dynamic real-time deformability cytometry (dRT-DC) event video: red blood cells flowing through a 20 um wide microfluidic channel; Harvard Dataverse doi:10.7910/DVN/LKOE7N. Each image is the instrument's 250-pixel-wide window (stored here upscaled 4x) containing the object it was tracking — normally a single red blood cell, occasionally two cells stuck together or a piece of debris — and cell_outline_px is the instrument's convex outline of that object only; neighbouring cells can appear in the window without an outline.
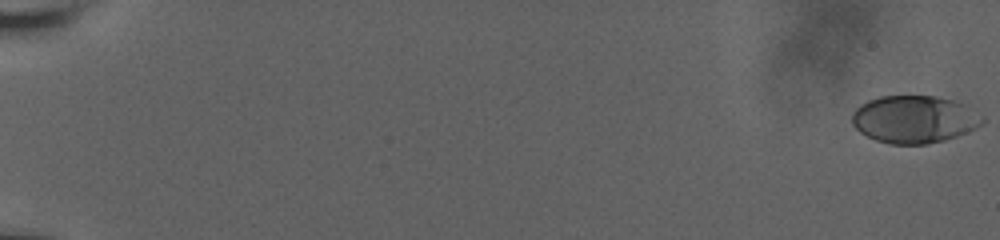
{"species": "human", "species_latin": "Homo sapiens", "temperature_condition": "room temperature", "stored_images_in_passage": 59, "camera_frame_rate_fps": 3000, "um_per_image_px": 0.085, "donor": {"sex": "male"}, "frame": {"image": 1, "passage_image": 1, "time_ms": 0.0, "image_size_px": [1000, 240], "cell_outline_px": [[984, 124], [976, 128], [956, 136], [944, 140], [924, 144], [888, 144], [876, 140], [860, 132], [852, 124], [852, 112], [860, 104], [868, 100], [880, 96], [936, 96], [952, 100], [964, 104], [984, 116]], "centroid_in_image_um": [77.71, 10.14], "position_along_channel_um": 7.3, "area_um2": 36.18}}
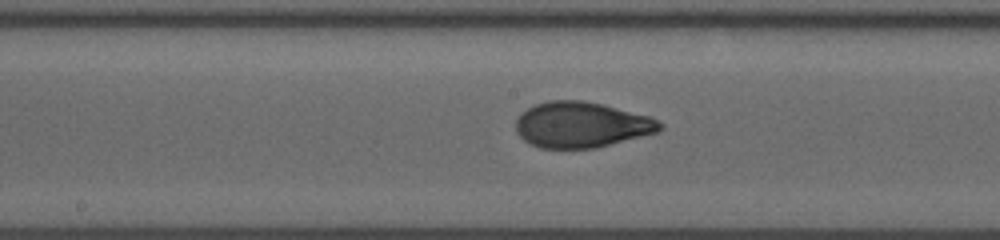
{"frame": {"image": 2, "passage_image": 34, "time_ms": 11.0, "image_size_px": [1000, 240], "cell_outline_px": [[664, 128], [660, 132], [596, 148], [540, 148], [528, 144], [516, 132], [516, 120], [520, 112], [536, 104], [548, 100], [580, 100], [604, 104], [652, 116], [664, 124]], "centroid_in_image_um": [49.46, 10.6], "position_along_channel_um": 198.7, "area_um2": 38.96}}
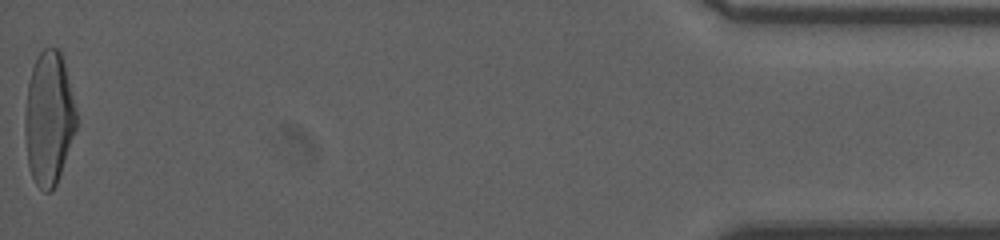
{"frame": {"image": 3, "passage_image": 59, "time_ms": 19.333, "image_size_px": [1000, 240], "cell_outline_px": [[76, 128], [56, 184], [52, 192], [44, 192], [36, 184], [32, 176], [28, 164], [24, 132], [24, 112], [28, 84], [32, 68], [36, 56], [44, 48], [56, 48], [60, 52], [64, 64], [76, 108]], "centroid_in_image_um": [4.12, 10.06], "position_along_channel_um": 431.1, "area_um2": 39.77}, "authors_computed_cell_mechanics": {"area_um2": 37.859, "velocity_mm_per_s": 3.8126, "shape_relaxation_time_tau1_ms": 4.9753, "shape_relaxation_time_tau2_ms": 0.848, "deformation_change_tau1": 0.2203, "deformation_change_tau2": 0.0581}}